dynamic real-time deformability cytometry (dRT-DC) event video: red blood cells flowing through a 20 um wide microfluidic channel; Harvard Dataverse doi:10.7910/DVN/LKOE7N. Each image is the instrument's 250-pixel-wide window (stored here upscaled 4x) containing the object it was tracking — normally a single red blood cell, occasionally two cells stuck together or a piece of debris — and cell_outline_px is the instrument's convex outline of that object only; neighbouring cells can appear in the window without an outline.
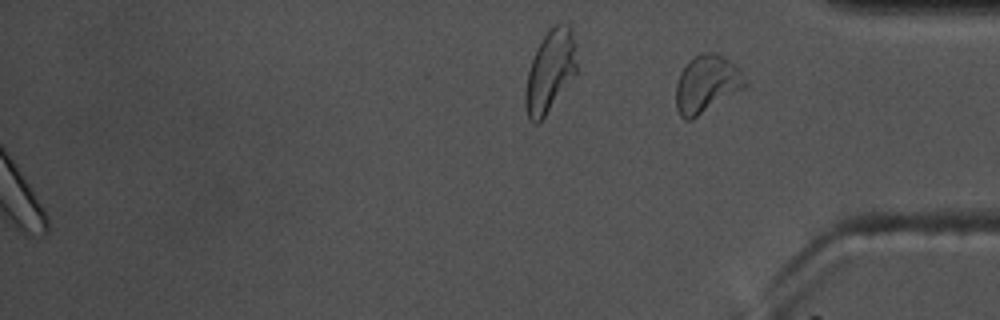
{"species": "common noctule bat (a hibernating species)", "species_latin": "Nyctalus noctula", "temperature_condition": "warm", "stored_images_in_passage": 60, "camera_frame_rate_fps": 3000, "um_per_image_px": 0.085, "animal": {"sex": "male", "body_mass_g": 17.5, "forearm_length_mm": 52.3}, "frame": {"image": 1, "passage_image": 60, "time_ms": 19.667, "image_size_px": [1000, 320], "cell_outline_px": [[748, 84], [744, 88], [692, 120], [684, 120], [680, 116], [676, 108], [676, 84], [680, 72], [688, 60], [704, 52], [716, 52], [732, 64], [740, 72]], "centroid_in_image_um": [60.02, 7.17], "position_along_channel_um": 375.2, "area_um2": 22.95}}